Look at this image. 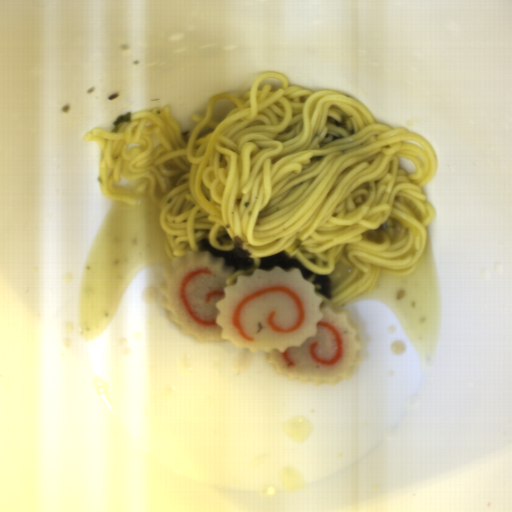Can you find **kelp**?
<instances>
[{
	"label": "kelp",
	"mask_w": 512,
	"mask_h": 512,
	"mask_svg": "<svg viewBox=\"0 0 512 512\" xmlns=\"http://www.w3.org/2000/svg\"><path fill=\"white\" fill-rule=\"evenodd\" d=\"M198 244V250L209 251L211 256L222 257L224 263L223 268L233 266L231 272L241 271L244 268L253 267L255 258L250 257V252L243 247V241L239 235L233 236V248L229 250H220L213 246L209 239H202Z\"/></svg>",
	"instance_id": "99668d17"
},
{
	"label": "kelp",
	"mask_w": 512,
	"mask_h": 512,
	"mask_svg": "<svg viewBox=\"0 0 512 512\" xmlns=\"http://www.w3.org/2000/svg\"><path fill=\"white\" fill-rule=\"evenodd\" d=\"M275 266H279L285 272L292 268H299L302 272V278H310L314 272L306 268L297 257H290L284 250L271 256L260 257L259 268L269 271Z\"/></svg>",
	"instance_id": "cf089659"
},
{
	"label": "kelp",
	"mask_w": 512,
	"mask_h": 512,
	"mask_svg": "<svg viewBox=\"0 0 512 512\" xmlns=\"http://www.w3.org/2000/svg\"><path fill=\"white\" fill-rule=\"evenodd\" d=\"M311 283L313 285L319 284L321 288H315L316 291L329 300L330 291H331L330 278H328L327 276L318 275V276L314 277V281Z\"/></svg>",
	"instance_id": "604fcf36"
},
{
	"label": "kelp",
	"mask_w": 512,
	"mask_h": 512,
	"mask_svg": "<svg viewBox=\"0 0 512 512\" xmlns=\"http://www.w3.org/2000/svg\"><path fill=\"white\" fill-rule=\"evenodd\" d=\"M130 114L131 113H127V114H118L114 123H113V130L111 131L112 133L113 132H116L118 131L119 127L121 126L122 123H125V122H130Z\"/></svg>",
	"instance_id": "861f05c9"
}]
</instances>
